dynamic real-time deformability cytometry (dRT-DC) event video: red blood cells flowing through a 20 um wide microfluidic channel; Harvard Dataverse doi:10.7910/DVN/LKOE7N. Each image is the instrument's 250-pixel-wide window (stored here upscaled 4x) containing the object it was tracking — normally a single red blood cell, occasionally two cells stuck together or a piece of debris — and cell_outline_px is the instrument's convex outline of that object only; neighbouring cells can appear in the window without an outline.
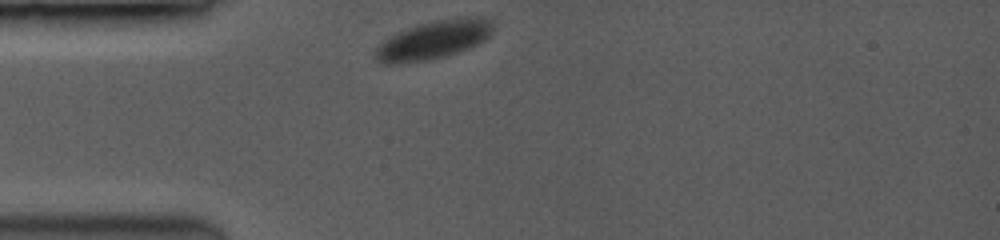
{"species": "common noctule bat (a hibernating species)", "species_latin": "Nyctalus noctula", "temperature_condition": "room temperature", "stored_images_in_passage": 27, "camera_frame_rate_fps": 3500, "um_per_image_px": 0.085, "animal": {"sex": "female", "body_mass_g": 19.0, "forearm_length_mm": 53.3}, "frame": {"image": 1, "passage_image": 1, "time_ms": 0.0, "image_size_px": [1000, 240], "cell_outline_px": [[496, 24], [492, 32], [484, 40], [468, 48], [456, 52], [424, 60], [384, 64], [376, 60], [376, 48], [388, 36], [408, 28], [432, 20], [464, 16], [484, 16], [492, 20]], "centroid_in_image_um": [36.92, 3.33], "position_along_channel_um": 48.1, "area_um2": 26.18}}
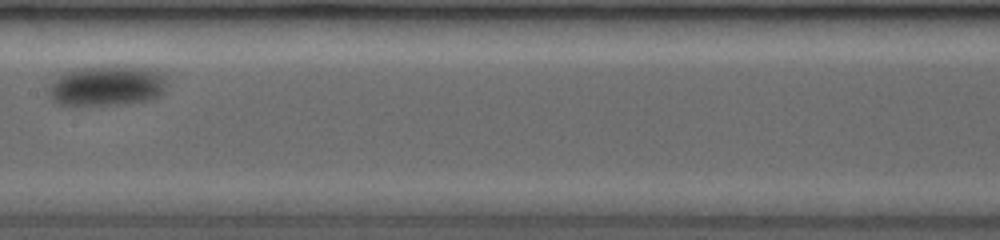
{"frame": {"image": 2, "passage_image": 14, "time_ms": 5.143, "image_size_px": [1000, 240], "cell_outline_px": [[168, 76], [160, 92], [156, 96], [140, 100], [100, 104], [64, 104], [56, 100], [52, 92], [52, 84], [64, 72], [72, 68], [100, 64], [132, 64], [156, 68]], "centroid_in_image_um": [9.18, 7.15], "position_along_channel_um": 198.2, "area_um2": 27.46}}
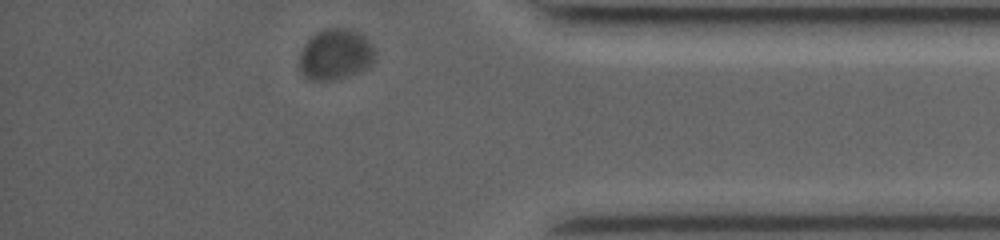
{"frame": {"image": 3, "passage_image": 27, "time_ms": 11.714, "image_size_px": [1000, 240], "cell_outline_px": [[376, 60], [368, 68], [360, 72], [332, 80], [308, 80], [304, 76], [300, 68], [300, 52], [304, 44], [312, 36], [328, 28], [352, 28], [364, 36], [372, 48]], "centroid_in_image_um": [28.52, 4.64], "position_along_channel_um": 406.7, "area_um2": 22.31}, "authors_computed_cell_mechanics": {"area_um2": 25.8944, "velocity_mm_per_s": 3.2436, "shape_relaxation_time_tau1_ms": 1.0228, "shape_relaxation_time_tau2_ms": null, "deformation_change_tau1": 0.0679, "deformation_change_tau2": null}}